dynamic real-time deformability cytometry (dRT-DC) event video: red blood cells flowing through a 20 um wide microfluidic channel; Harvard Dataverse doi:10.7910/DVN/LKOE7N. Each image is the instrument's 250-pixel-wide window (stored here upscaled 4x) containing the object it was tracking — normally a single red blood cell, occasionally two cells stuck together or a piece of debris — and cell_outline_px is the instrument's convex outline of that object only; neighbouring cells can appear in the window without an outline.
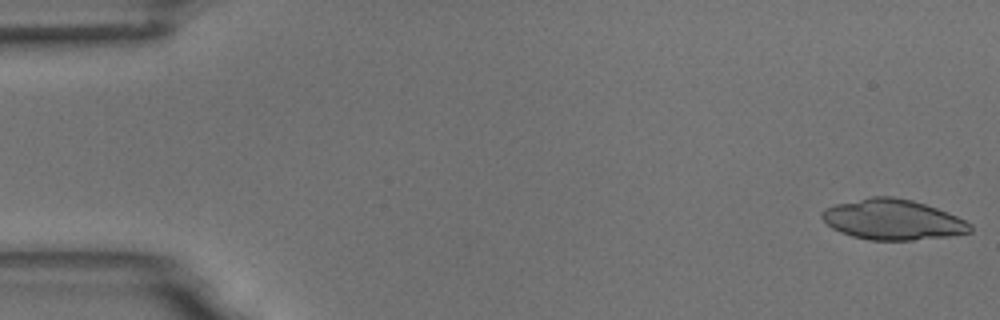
{"species": "common noctule bat (a hibernating species)", "species_latin": "Nyctalus noctula", "temperature_condition": "room temperature", "stored_images_in_passage": 7, "camera_frame_rate_fps": 3000, "um_per_image_px": 0.085, "animal": {"sex": "male", "body_mass_g": 18.8}, "frame": {"image": 1, "passage_image": 1, "time_ms": 0.0, "image_size_px": [1000, 320], "cell_outline_px": [[972, 232], [948, 236], [912, 240], [868, 240], [852, 236], [840, 232], [832, 228], [820, 216], [820, 212], [824, 208], [836, 204], [872, 196], [892, 196], [912, 200], [948, 212], [972, 224]], "centroid_in_image_um": [75.87, 18.67], "position_along_channel_um": 9.1, "area_um2": 34.85}}